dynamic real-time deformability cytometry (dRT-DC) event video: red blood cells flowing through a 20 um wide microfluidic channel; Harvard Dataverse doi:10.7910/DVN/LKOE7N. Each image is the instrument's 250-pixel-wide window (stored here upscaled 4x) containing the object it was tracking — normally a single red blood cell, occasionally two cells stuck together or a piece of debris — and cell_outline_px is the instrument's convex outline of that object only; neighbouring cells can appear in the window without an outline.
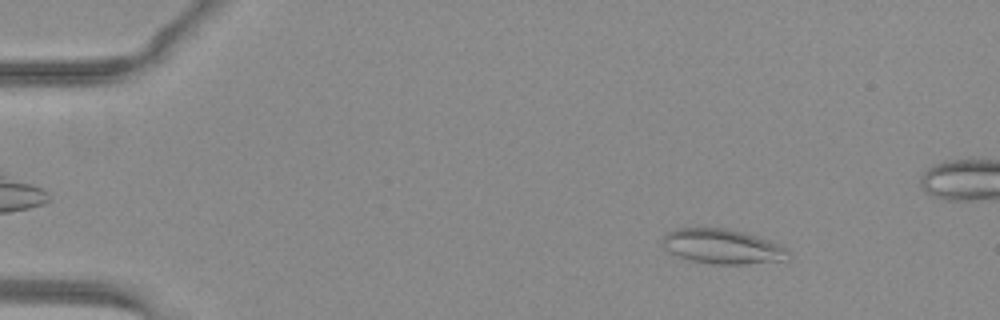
{"species": "common noctule bat (a hibernating species)", "species_latin": "Nyctalus noctula", "temperature_condition": "warm", "stored_images_in_passage": 49, "camera_frame_rate_fps": 3000, "um_per_image_px": 0.085, "animal": {"sex": "female", "body_mass_g": 29.2, "forearm_length_mm": 56.3}, "frame": {"image": 1, "passage_image": 7, "time_ms": 2.0, "image_size_px": [1000, 320], "cell_outline_px": [[792, 256], [784, 260], [744, 264], [712, 264], [692, 260], [680, 256], [664, 248], [664, 236], [668, 232], [676, 228], [724, 228], [744, 232], [780, 244]], "centroid_in_image_um": [61.44, 20.95], "position_along_channel_um": 23.6, "area_um2": 25.09}}
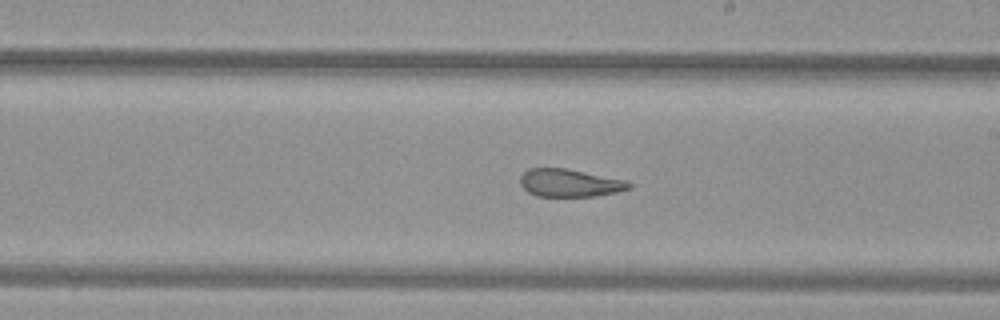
{"frame": {"image": 2, "passage_image": 30, "time_ms": 9.667, "image_size_px": [1000, 320], "cell_outline_px": [[632, 188], [616, 192], [596, 196], [536, 196], [528, 192], [520, 184], [520, 176], [528, 168], [564, 168], [628, 180], [632, 184]], "centroid_in_image_um": [48.44, 15.55], "position_along_channel_um": 240.6, "area_um2": 17.69}}
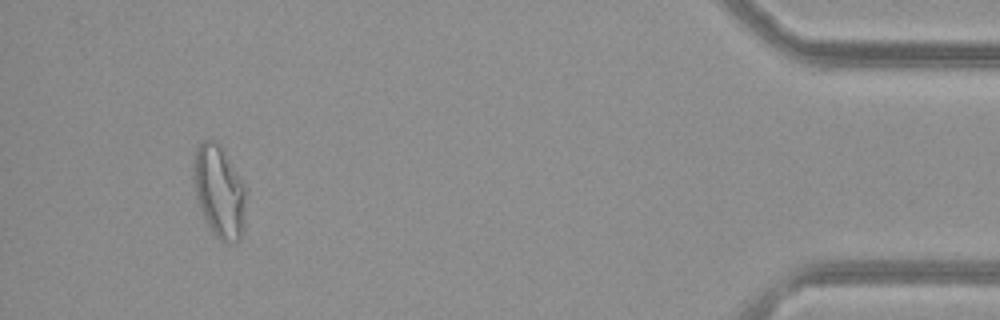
{"frame": {"image": 3, "passage_image": 48, "time_ms": 15.667, "image_size_px": [1000, 320], "cell_outline_px": [[248, 192], [244, 224], [240, 240], [236, 244], [228, 244], [220, 240], [212, 232], [204, 220], [196, 196], [192, 176], [192, 160], [196, 148], [200, 140], [216, 140], [224, 148], [248, 188]], "centroid_in_image_um": [18.66, 16.25], "position_along_channel_um": 416.5, "area_um2": 29.65}}